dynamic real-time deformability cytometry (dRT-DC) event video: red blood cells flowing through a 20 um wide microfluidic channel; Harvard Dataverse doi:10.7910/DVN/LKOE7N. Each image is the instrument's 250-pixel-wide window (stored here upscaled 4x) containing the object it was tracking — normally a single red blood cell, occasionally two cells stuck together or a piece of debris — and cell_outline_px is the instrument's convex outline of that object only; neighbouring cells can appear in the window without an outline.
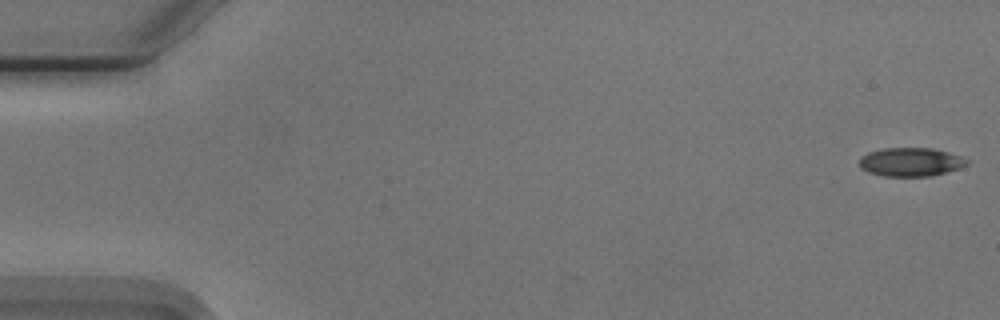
{"species": "Egyptian fruit bat (a non-hibernating species)", "species_latin": "Rousettus aegyptiacus", "temperature_condition": "cold", "stored_images_in_passage": 55, "camera_frame_rate_fps": 3000, "um_per_image_px": 0.085, "animal": {"sex": "male"}, "frame": {"image": 1, "passage_image": 1, "time_ms": 0.0, "image_size_px": [1000, 320], "cell_outline_px": [[972, 160], [968, 164], [960, 168], [932, 176], [884, 176], [868, 172], [860, 168], [860, 156], [868, 152], [884, 148], [932, 148], [948, 152]], "centroid_in_image_um": [77.43, 13.77], "position_along_channel_um": 7.6, "area_um2": 18.09}}
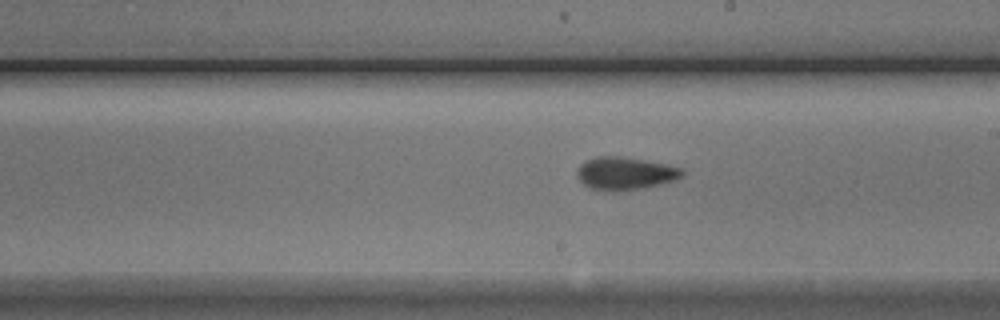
{"frame": {"image": 2, "passage_image": 31, "time_ms": 10.0, "image_size_px": [1000, 320], "cell_outline_px": [[684, 176], [676, 180], [644, 188], [620, 192], [612, 192], [588, 188], [580, 180], [576, 172], [580, 164], [584, 160], [596, 156], [620, 156], [644, 160], [684, 168]], "centroid_in_image_um": [53.13, 14.75], "position_along_channel_um": 235.9, "area_um2": 20.46}}
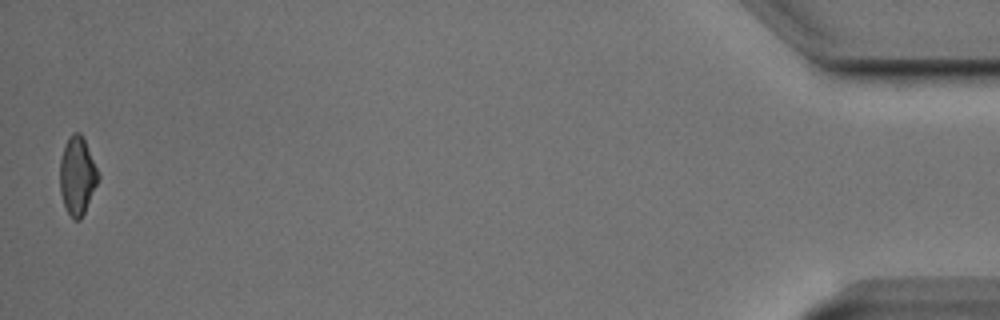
{"frame": {"image": 3, "passage_image": 54, "time_ms": 17.667, "image_size_px": [1000, 320], "cell_outline_px": [[100, 176], [84, 212], [80, 220], [72, 220], [64, 204], [60, 192], [60, 160], [68, 136], [72, 132], [80, 132], [84, 140]], "centroid_in_image_um": [6.55, 14.94], "position_along_channel_um": 428.6, "area_um2": 17.11}, "authors_computed_cell_mechanics": {"area_um2": 18.6694, "velocity_mm_per_s": 3.7536, "shape_relaxation_time_tau1_ms": 3.8075, "shape_relaxation_time_tau2_ms": 2.4668, "deformation_change_tau1": 0.1003, "deformation_change_tau2": 0.0813}}